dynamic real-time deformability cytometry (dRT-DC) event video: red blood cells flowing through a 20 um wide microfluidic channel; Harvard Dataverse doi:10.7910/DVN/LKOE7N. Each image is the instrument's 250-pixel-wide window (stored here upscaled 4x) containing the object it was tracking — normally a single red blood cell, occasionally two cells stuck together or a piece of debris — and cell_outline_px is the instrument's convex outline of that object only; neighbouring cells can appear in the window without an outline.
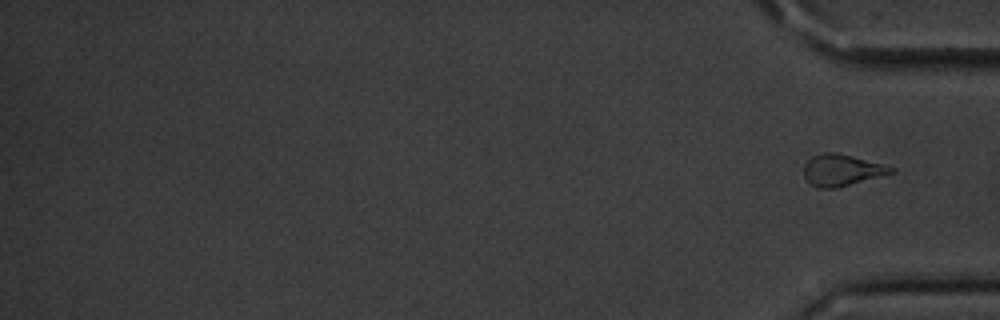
{"species": "common noctule bat (a hibernating species)", "species_latin": "Nyctalus noctula", "temperature_condition": "cold", "stored_images_in_passage": 14, "segment_of_instrument_passage": [2, 2], "camera_frame_rate_fps": 3000, "um_per_image_px": 0.085, "animal": {"sex": "male", "body_mass_g": 20.1, "forearm_length_mm": 53.5}, "frame": {"image": 1, "passage_image": 14, "time_ms": 4.333, "image_size_px": [1000, 320], "cell_outline_px": [[896, 172], [836, 188], [816, 188], [804, 176], [804, 164], [812, 156], [820, 152], [832, 152], [896, 168]], "centroid_in_image_um": [71.51, 14.47], "position_along_channel_um": 363.7, "area_um2": 15.66}}